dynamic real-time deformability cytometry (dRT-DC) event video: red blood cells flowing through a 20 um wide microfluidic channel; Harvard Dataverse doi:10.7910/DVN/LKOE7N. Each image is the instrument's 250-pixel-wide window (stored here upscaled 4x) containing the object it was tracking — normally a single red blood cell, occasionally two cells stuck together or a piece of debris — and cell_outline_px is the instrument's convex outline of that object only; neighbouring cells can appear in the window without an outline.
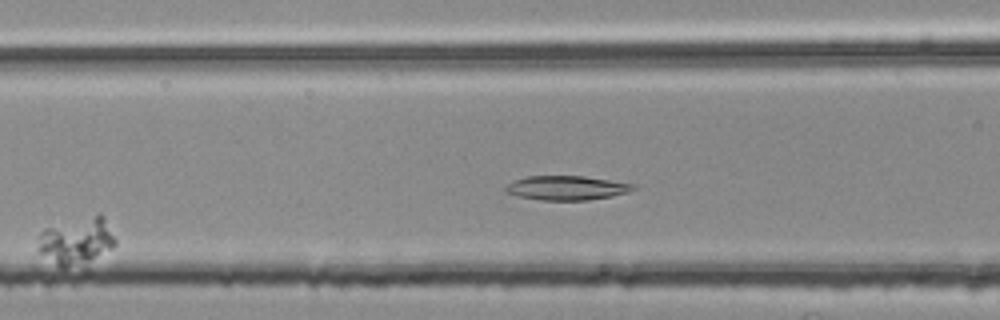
{"species": "common noctule bat (a hibernating species)", "species_latin": "Nyctalus noctula", "temperature_condition": "room temperature", "stored_images_in_passage": 43, "camera_frame_rate_fps": 3000, "um_per_image_px": 0.085, "animal": {"sex": "female", "body_mass_g": 25.1}, "frame": {"image": 1, "passage_image": 13, "time_ms": 4.0, "image_size_px": [1000, 320], "cell_outline_px": [[116, 244], [112, 248], [84, 260], [64, 268], [60, 268], [40, 252], [36, 248], [36, 236], [44, 228], [96, 212], [100, 212], [104, 216], [116, 240]], "centroid_in_image_um": [6.44, 20.38], "position_along_channel_um": 160.2, "area_um2": 21.04}}
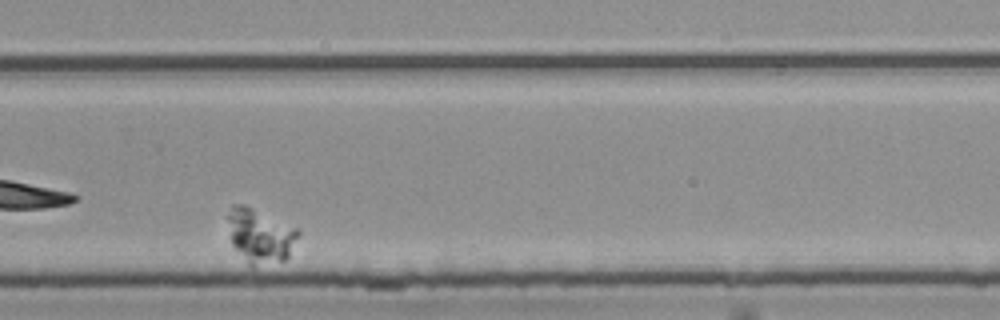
{"frame": {"image": 2, "passage_image": 30, "time_ms": 9.667, "image_size_px": [1000, 320], "cell_outline_px": [[300, 236], [288, 256], [284, 260], [252, 268], [248, 264], [232, 244], [228, 220], [228, 216], [232, 204], [244, 204], [296, 228], [300, 232]], "centroid_in_image_um": [22.13, 20.06], "position_along_channel_um": 307.7, "area_um2": 22.02}}
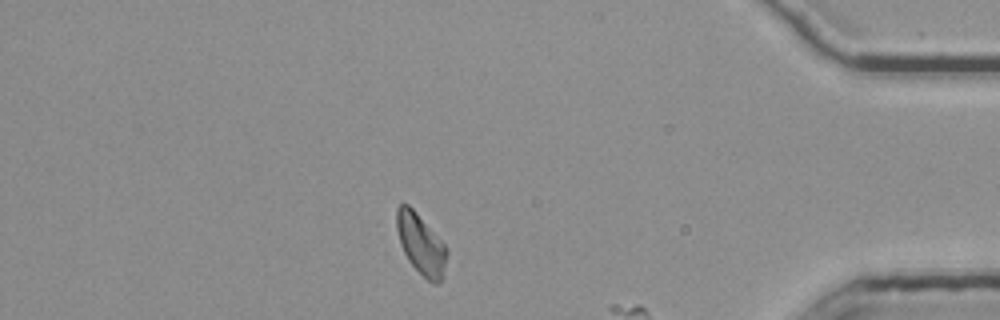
{"frame": {"image": 3, "passage_image": 39, "time_ms": 12.667, "image_size_px": [1000, 320], "cell_outline_px": [[448, 252], [444, 276], [440, 284], [432, 284], [408, 260], [400, 244], [396, 228], [396, 208], [400, 204], [408, 204], [412, 208], [444, 244]], "centroid_in_image_um": [35.78, 20.78], "position_along_channel_um": 399.4, "area_um2": 17.57}}